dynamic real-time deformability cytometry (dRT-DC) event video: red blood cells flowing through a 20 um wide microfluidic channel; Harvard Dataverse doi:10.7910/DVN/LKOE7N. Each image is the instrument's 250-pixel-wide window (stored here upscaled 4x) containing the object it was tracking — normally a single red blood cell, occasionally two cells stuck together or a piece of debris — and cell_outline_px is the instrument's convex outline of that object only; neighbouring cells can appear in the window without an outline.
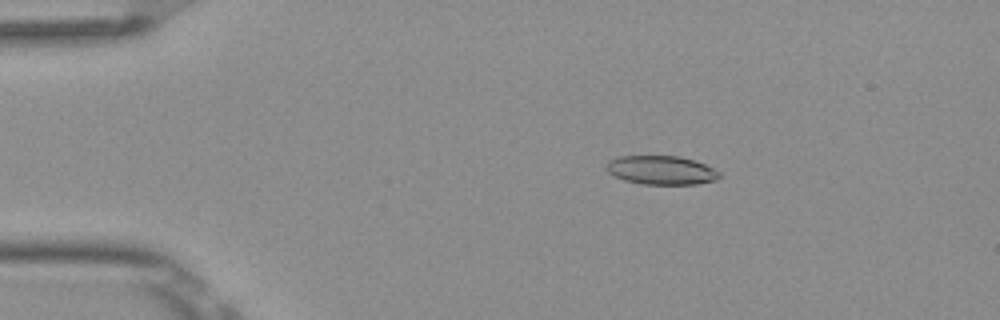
{"species": "Egyptian fruit bat (a non-hibernating species)", "species_latin": "Rousettus aegyptiacus", "temperature_condition": "room temperature", "stored_images_in_passage": 53, "camera_frame_rate_fps": 3000, "um_per_image_px": 0.085, "frame": {"image": 1, "passage_image": 10, "time_ms": 3.0, "image_size_px": [1000, 320], "cell_outline_px": [[720, 176], [716, 180], [696, 184], [640, 184], [624, 180], [608, 172], [604, 168], [604, 164], [608, 160], [616, 156], [680, 156], [704, 164], [720, 172]], "centroid_in_image_um": [56.15, 14.46], "position_along_channel_um": 28.9, "area_um2": 19.07}}
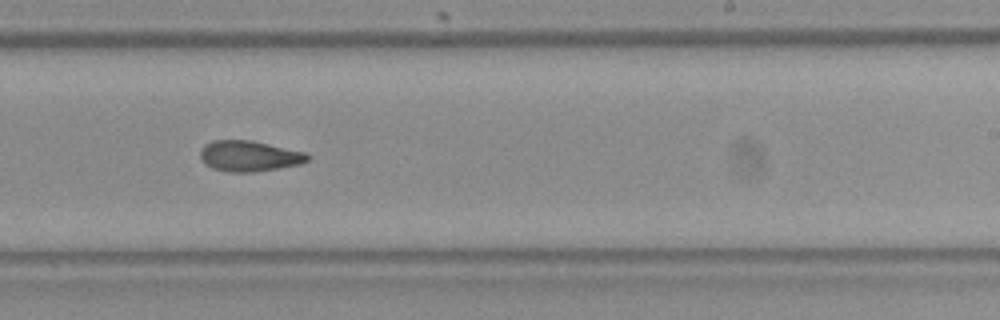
{"frame": {"image": 2, "passage_image": 33, "time_ms": 10.667, "image_size_px": [1000, 320], "cell_outline_px": [[312, 156], [308, 160], [300, 164], [280, 168], [252, 172], [228, 172], [212, 168], [200, 156], [200, 148], [204, 144], [212, 140], [252, 140], [308, 152]], "centroid_in_image_um": [21.23, 13.25], "position_along_channel_um": 267.8, "area_um2": 19.42}}
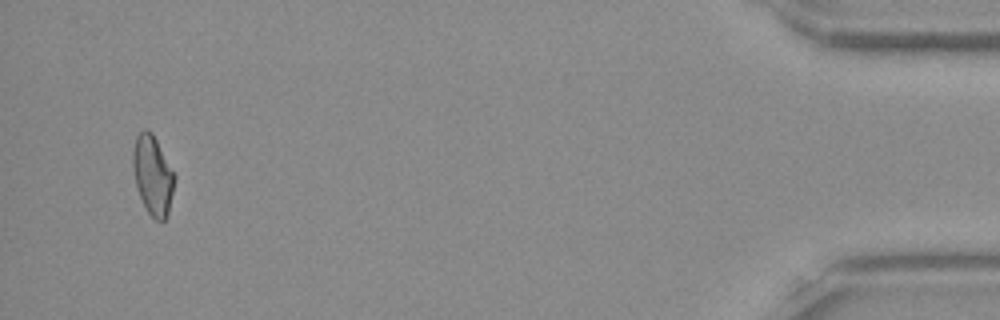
{"frame": {"image": 3, "passage_image": 51, "time_ms": 16.667, "image_size_px": [1000, 320], "cell_outline_px": [[176, 180], [168, 216], [164, 220], [156, 220], [148, 212], [140, 196], [136, 184], [132, 164], [132, 152], [136, 136], [144, 128], [148, 128], [152, 132], [176, 176]], "centroid_in_image_um": [13.0, 14.88], "position_along_channel_um": 422.2, "area_um2": 19.31}, "authors_computed_cell_mechanics": {"area_um2": 19.652, "velocity_mm_per_s": 3.8994, "shape_relaxation_time_tau1_ms": null, "shape_relaxation_time_tau2_ms": 4.7309, "deformation_change_tau1": null, "deformation_change_tau2": 0.122}}